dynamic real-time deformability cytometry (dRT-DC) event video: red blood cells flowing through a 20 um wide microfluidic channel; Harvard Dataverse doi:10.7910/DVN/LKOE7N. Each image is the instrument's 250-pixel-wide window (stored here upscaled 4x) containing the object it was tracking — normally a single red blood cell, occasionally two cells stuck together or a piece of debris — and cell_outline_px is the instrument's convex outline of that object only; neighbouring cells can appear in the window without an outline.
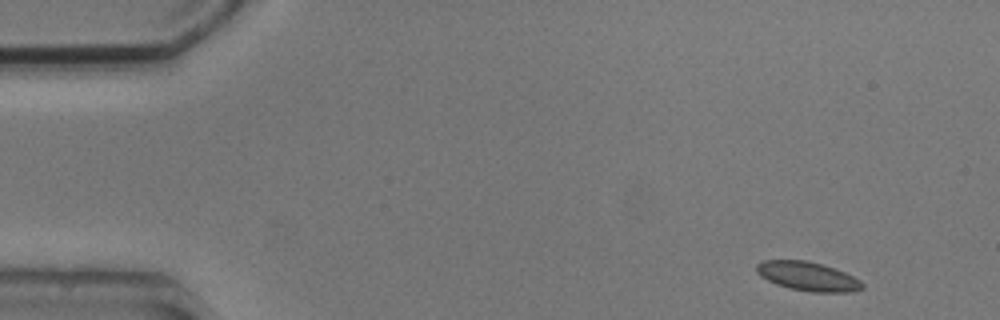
{"species": "common noctule bat (a hibernating species)", "species_latin": "Nyctalus noctula", "temperature_condition": "cold", "stored_images_in_passage": 2, "camera_frame_rate_fps": 3000, "um_per_image_px": 0.085, "animal": {"sex": "male", "body_mass_g": 20.5, "forearm_length_mm": 52.5}, "frame": {"image": 1, "passage_image": 1, "time_ms": 0.0, "image_size_px": [1000, 320], "cell_outline_px": [[864, 288], [852, 292], [812, 292], [788, 288], [776, 284], [760, 276], [756, 272], [756, 264], [764, 260], [808, 260], [836, 268], [860, 280], [864, 284]], "centroid_in_image_um": [68.66, 23.48], "position_along_channel_um": 16.3, "area_um2": 18.03}}